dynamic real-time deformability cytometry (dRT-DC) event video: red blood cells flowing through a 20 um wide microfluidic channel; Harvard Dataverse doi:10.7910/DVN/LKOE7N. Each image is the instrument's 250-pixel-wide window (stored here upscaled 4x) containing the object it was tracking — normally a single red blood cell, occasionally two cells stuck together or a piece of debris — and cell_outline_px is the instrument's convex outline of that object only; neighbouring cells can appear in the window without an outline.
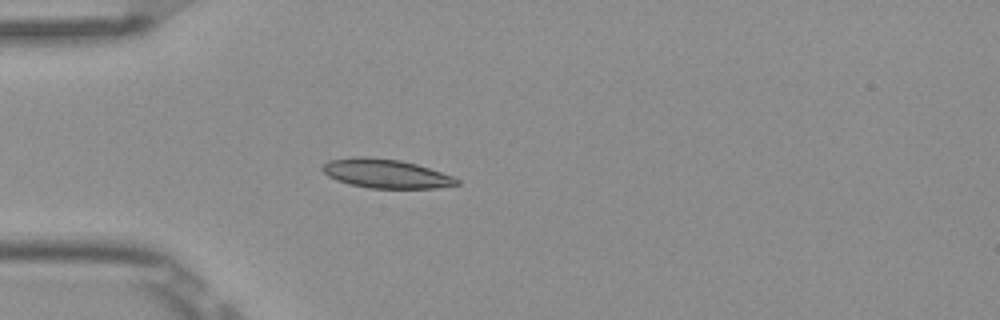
{"species": "Egyptian fruit bat (a non-hibernating species)", "species_latin": "Rousettus aegyptiacus", "temperature_condition": "room temperature", "stored_images_in_passage": 2, "camera_frame_rate_fps": 3000, "um_per_image_px": 0.085, "frame": {"image": 1, "passage_image": 2, "time_ms": 0.333, "image_size_px": [1000, 320], "cell_outline_px": [[460, 184], [436, 188], [368, 188], [336, 180], [328, 176], [320, 168], [328, 160], [352, 156], [364, 156], [400, 160], [416, 164], [452, 176], [460, 180]], "centroid_in_image_um": [32.77, 14.75], "position_along_channel_um": 52.2, "area_um2": 22.66}}